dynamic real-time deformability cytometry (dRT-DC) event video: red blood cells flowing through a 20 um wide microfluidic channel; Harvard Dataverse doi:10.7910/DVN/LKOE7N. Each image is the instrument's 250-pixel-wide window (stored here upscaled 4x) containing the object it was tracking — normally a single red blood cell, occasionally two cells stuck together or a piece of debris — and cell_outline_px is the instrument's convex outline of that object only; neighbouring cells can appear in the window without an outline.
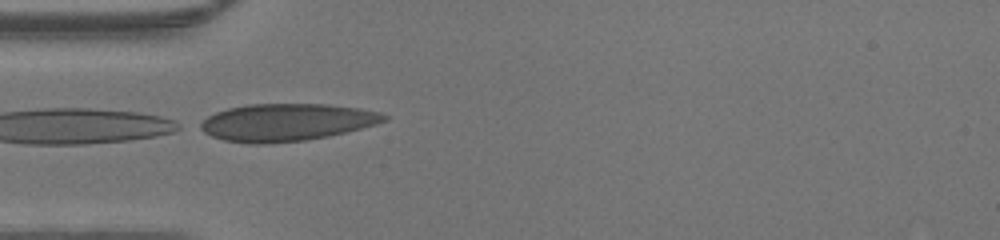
{"species": "human", "species_latin": "Homo sapiens", "temperature_condition": "warm", "stored_images_in_passage": 11, "camera_frame_rate_fps": 3000, "um_per_image_px": 0.085, "donor": {"sex": "male"}, "frame": {"image": 1, "passage_image": 1, "time_ms": 0.0, "image_size_px": [1000, 240], "cell_outline_px": [[388, 120], [376, 124], [328, 136], [304, 140], [264, 144], [252, 144], [224, 140], [212, 136], [196, 128], [196, 124], [208, 116], [216, 112], [228, 108], [248, 104], [328, 104], [360, 108], [380, 112], [388, 116]], "centroid_in_image_um": [24.31, 10.39], "position_along_channel_um": 60.7, "area_um2": 40.11}}
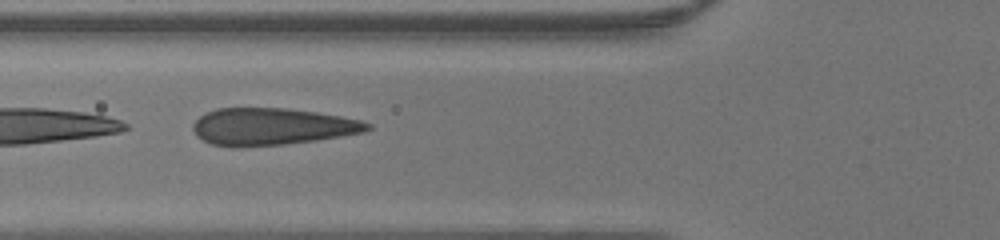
{"frame": {"image": 2, "passage_image": 4, "time_ms": 1.0, "image_size_px": [1000, 240], "cell_outline_px": [[372, 128], [364, 132], [316, 140], [284, 144], [240, 148], [212, 144], [196, 136], [192, 128], [192, 124], [204, 112], [216, 108], [288, 108], [316, 112], [340, 116], [360, 120], [372, 124]], "centroid_in_image_um": [23.08, 10.76], "position_along_channel_um": 102.7, "area_um2": 37.86}}